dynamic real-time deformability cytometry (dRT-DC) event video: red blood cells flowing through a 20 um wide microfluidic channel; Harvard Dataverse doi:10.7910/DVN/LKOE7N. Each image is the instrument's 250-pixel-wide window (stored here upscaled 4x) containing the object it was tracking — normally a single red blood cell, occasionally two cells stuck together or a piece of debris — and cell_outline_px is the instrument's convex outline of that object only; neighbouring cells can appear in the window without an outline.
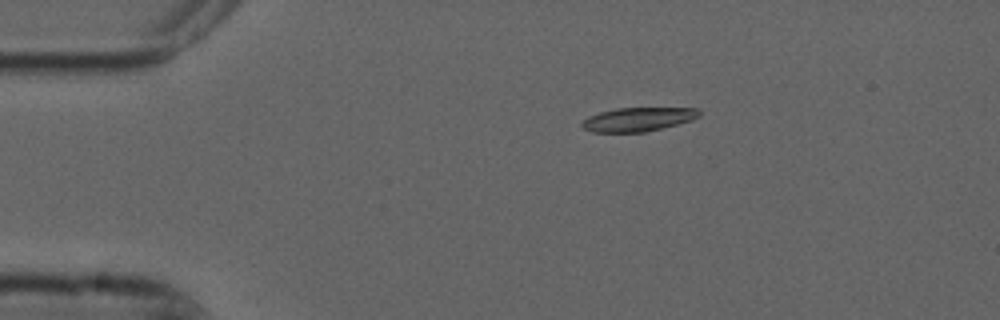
{"species": "common noctule bat (a hibernating species)", "species_latin": "Nyctalus noctula", "temperature_condition": "cold", "stored_images_in_passage": 10, "camera_frame_rate_fps": 3000, "um_per_image_px": 0.085, "animal": {"sex": "male", "forearm_length_mm": 52.5}, "frame": {"image": 1, "passage_image": 3, "time_ms": 0.667, "image_size_px": [1000, 320], "cell_outline_px": [[700, 116], [692, 120], [644, 132], [592, 132], [584, 128], [580, 124], [588, 116], [600, 112], [616, 108], [700, 108]], "centroid_in_image_um": [54.23, 10.14], "position_along_channel_um": 30.8, "area_um2": 16.18}}
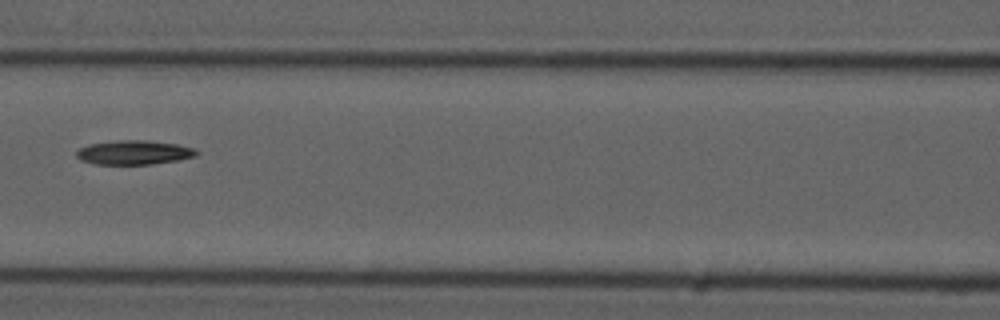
{"frame": {"image": 2, "passage_image": 7, "time_ms": 2.0, "image_size_px": [1000, 320], "cell_outline_px": [[200, 152], [196, 156], [176, 160], [152, 164], [96, 164], [80, 160], [76, 156], [76, 152], [80, 148], [88, 144], [120, 140], [144, 140], [176, 144], [196, 148]], "centroid_in_image_um": [11.4, 12.96], "position_along_channel_um": 155.2, "area_um2": 16.88}}
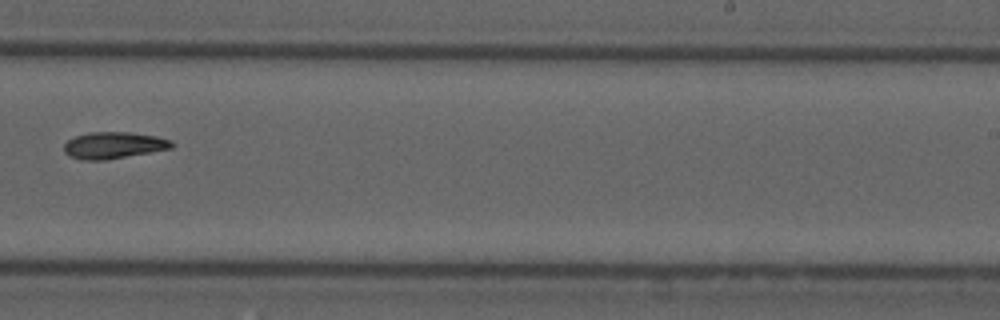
{"frame": {"image": 3, "passage_image": 10, "time_ms": 3.0, "image_size_px": [1000, 320], "cell_outline_px": [[176, 144], [172, 148], [104, 160], [80, 160], [68, 156], [64, 152], [64, 144], [68, 140], [76, 136], [88, 132], [132, 132], [156, 136], [172, 140]], "centroid_in_image_um": [9.66, 12.34], "position_along_channel_um": 279.3, "area_um2": 16.82}}